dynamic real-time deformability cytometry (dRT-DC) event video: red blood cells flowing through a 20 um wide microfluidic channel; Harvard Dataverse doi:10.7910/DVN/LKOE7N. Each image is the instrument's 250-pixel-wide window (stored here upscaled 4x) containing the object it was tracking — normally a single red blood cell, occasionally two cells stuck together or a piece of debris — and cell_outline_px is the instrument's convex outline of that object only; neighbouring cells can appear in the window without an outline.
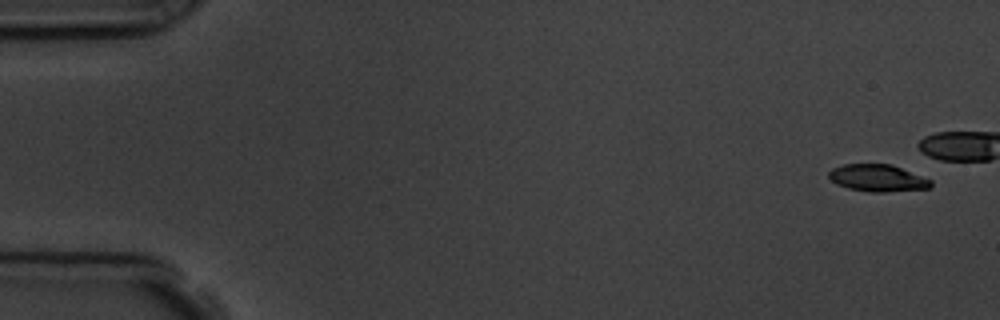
{"species": "common noctule bat (a hibernating species)", "species_latin": "Nyctalus noctula", "temperature_condition": "room temperature", "stored_images_in_passage": 7, "camera_frame_rate_fps": 3000, "um_per_image_px": 0.085, "animal": {"sex": "male", "body_mass_g": 19.5, "forearm_length_mm": 54.6}, "frame": {"image": 1, "passage_image": 1, "time_ms": 0.0, "image_size_px": [1000, 320], "cell_outline_px": [[932, 188], [884, 192], [872, 192], [848, 188], [836, 184], [828, 176], [828, 172], [832, 168], [844, 164], [892, 164], [932, 180]], "centroid_in_image_um": [74.61, 15.13], "position_along_channel_um": 10.4, "area_um2": 16.13}}